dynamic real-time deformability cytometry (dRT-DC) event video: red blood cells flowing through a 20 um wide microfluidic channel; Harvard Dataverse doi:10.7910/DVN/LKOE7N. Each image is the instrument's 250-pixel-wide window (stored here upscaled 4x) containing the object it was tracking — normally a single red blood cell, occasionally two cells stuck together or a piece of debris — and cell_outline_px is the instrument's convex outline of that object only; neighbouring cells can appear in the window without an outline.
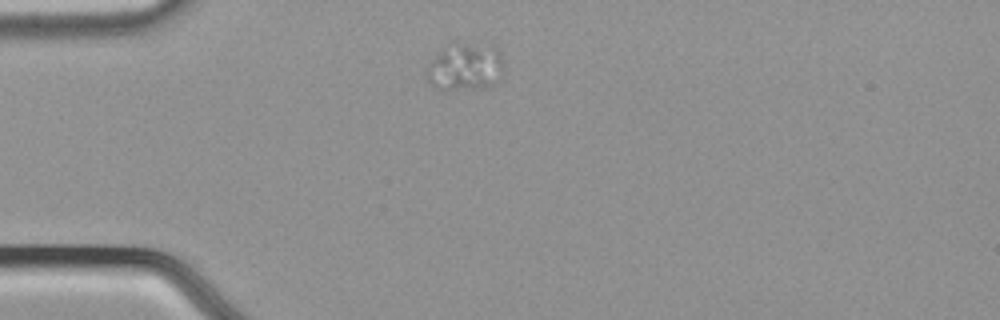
{"species": "common noctule bat (a hibernating species)", "species_latin": "Nyctalus noctula", "temperature_condition": "cold", "stored_images_in_passage": 42, "camera_frame_rate_fps": 3000, "um_per_image_px": 0.085, "animal": {"sex": "male", "body_mass_g": 21.5, "forearm_length_mm": 52.0}, "frame": {"image": 1, "passage_image": 1, "time_ms": 0.0, "image_size_px": [1000, 320], "cell_outline_px": [[504, 68], [500, 80], [496, 84], [476, 88], [436, 88], [428, 80], [428, 64], [436, 52], [452, 40], [456, 40], [492, 44], [500, 52], [504, 64]], "centroid_in_image_um": [39.59, 5.58], "position_along_channel_um": 45.4, "area_um2": 22.02}}
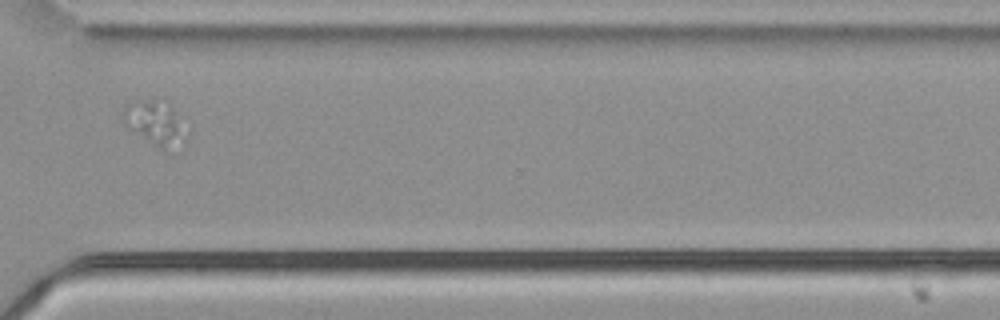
{"frame": {"image": 2, "passage_image": 28, "time_ms": 9.0, "image_size_px": [1000, 320], "cell_outline_px": [[188, 136], [184, 140], [164, 148], [156, 148], [132, 128], [124, 120], [120, 112], [132, 100], [152, 100], [168, 108], [172, 112], [188, 132]], "centroid_in_image_um": [13.12, 10.46], "position_along_channel_um": 357.5, "area_um2": 14.85}}
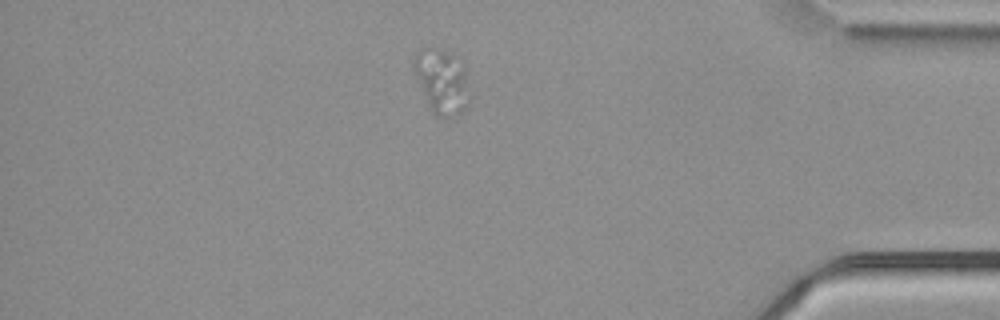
{"frame": {"image": 3, "passage_image": 34, "time_ms": 11.0, "image_size_px": [1000, 320], "cell_outline_px": [[472, 104], [468, 108], [460, 112], [440, 116], [432, 112], [412, 64], [412, 60], [416, 52], [420, 48], [432, 48], [448, 52], [452, 56], [464, 76]], "centroid_in_image_um": [37.53, 6.92], "position_along_channel_um": 397.7, "area_um2": 19.71}}